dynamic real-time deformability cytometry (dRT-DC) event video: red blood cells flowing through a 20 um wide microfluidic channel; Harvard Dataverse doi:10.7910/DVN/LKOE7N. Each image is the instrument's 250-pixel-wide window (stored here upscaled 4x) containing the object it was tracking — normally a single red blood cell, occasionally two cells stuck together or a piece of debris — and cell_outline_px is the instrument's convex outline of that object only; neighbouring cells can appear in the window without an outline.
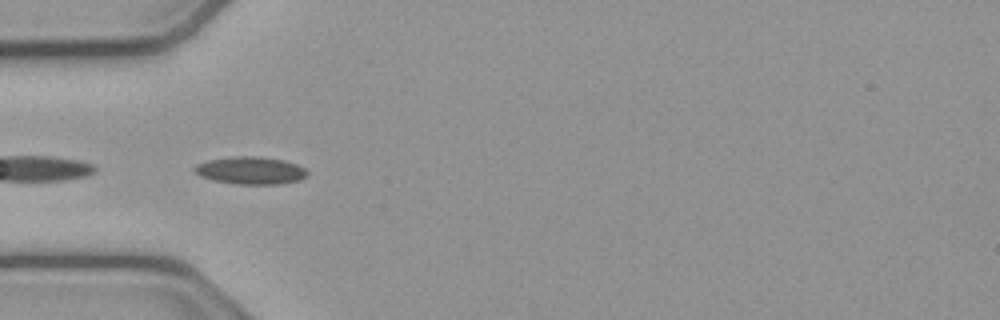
{"species": "common noctule bat (a hibernating species)", "species_latin": "Nyctalus noctula", "temperature_condition": "cold", "stored_images_in_passage": 36, "camera_frame_rate_fps": 3000, "um_per_image_px": 0.085, "animal": {"sex": "male", "body_mass_g": 23.1, "forearm_length_mm": 52.7}, "frame": {"image": 1, "passage_image": 1, "time_ms": 0.0, "image_size_px": [1000, 320], "cell_outline_px": [[308, 176], [300, 180], [280, 184], [236, 184], [212, 180], [200, 176], [192, 168], [196, 164], [208, 160], [236, 156], [256, 156], [284, 160], [296, 164], [304, 168], [308, 172]], "centroid_in_image_um": [21.31, 14.49], "position_along_channel_um": 63.7, "area_um2": 18.15}}
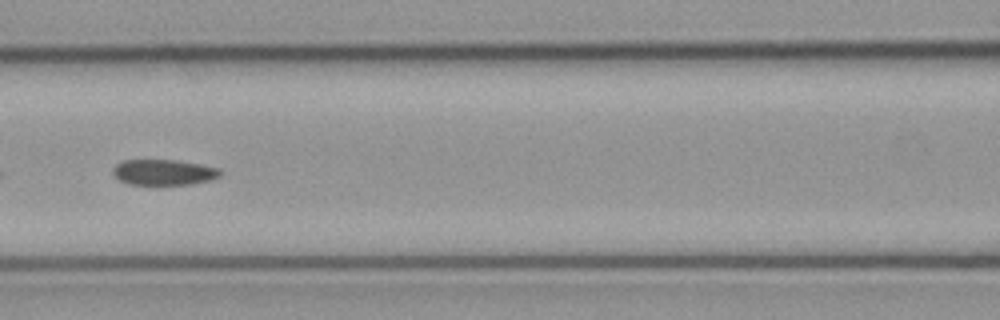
{"frame": {"image": 2, "passage_image": 8, "time_ms": 2.333, "image_size_px": [1000, 320], "cell_outline_px": [[224, 172], [220, 176], [208, 180], [192, 184], [128, 184], [120, 180], [112, 172], [112, 168], [116, 164], [124, 160], [176, 160], [200, 164], [220, 168]], "centroid_in_image_um": [13.94, 14.63], "position_along_channel_um": 152.7, "area_um2": 16.01}}
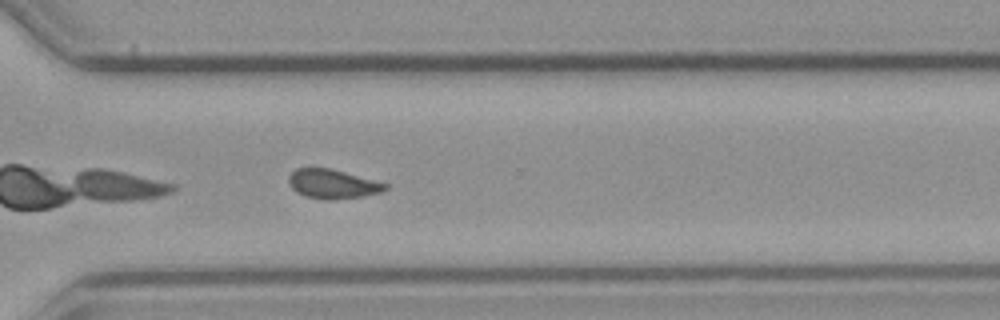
{"frame": {"image": 3, "passage_image": 23, "time_ms": 7.333, "image_size_px": [1000, 320], "cell_outline_px": [[388, 188], [380, 192], [364, 196], [332, 200], [324, 200], [304, 196], [296, 192], [288, 184], [288, 176], [296, 168], [328, 168], [344, 172], [388, 184]], "centroid_in_image_um": [28.23, 15.65], "position_along_channel_um": 342.4, "area_um2": 16.42}, "authors_computed_cell_mechanics": {"area_um2": 16.6464, "velocity_mm_per_s": 3.8139, "shape_relaxation_time_tau1_ms": null, "shape_relaxation_time_tau2_ms": 4.65, "deformation_change_tau1": null, "deformation_change_tau2": 0.1118}}